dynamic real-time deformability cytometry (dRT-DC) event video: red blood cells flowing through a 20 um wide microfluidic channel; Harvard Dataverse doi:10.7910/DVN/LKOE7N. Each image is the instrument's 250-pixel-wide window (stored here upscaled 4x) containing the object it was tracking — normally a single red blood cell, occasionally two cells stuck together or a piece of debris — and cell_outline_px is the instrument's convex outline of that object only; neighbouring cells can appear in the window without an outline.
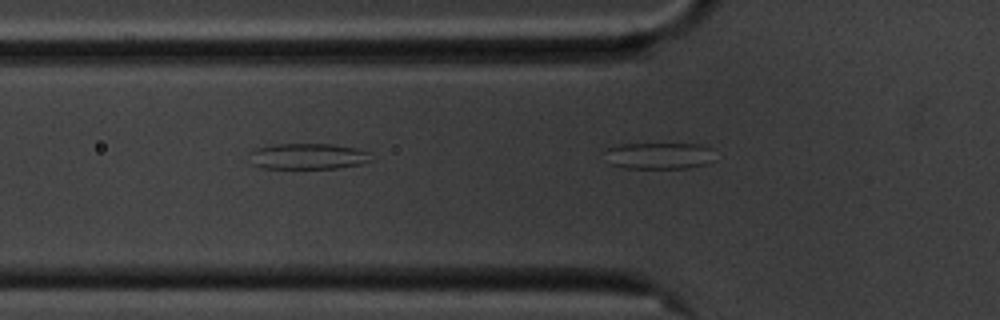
{"species": "common noctule bat (a hibernating species)", "species_latin": "Nyctalus noctula", "temperature_condition": "cold", "stored_images_in_passage": 18, "segment_of_instrument_passage": [2, 2], "camera_frame_rate_fps": 3000, "um_per_image_px": 0.085, "animal": {"sex": "male", "body_mass_g": 20.1, "forearm_length_mm": 53.5}, "frame": {"image": 1, "passage_image": 18, "time_ms": 5.667, "image_size_px": [1000, 320], "cell_outline_px": [[716, 160], [704, 164], [688, 168], [624, 168], [608, 164], [600, 152], [604, 148], [620, 144], [700, 144], [712, 148]], "centroid_in_image_um": [55.94, 13.23], "position_along_channel_um": 69.9, "area_um2": 17.69}}